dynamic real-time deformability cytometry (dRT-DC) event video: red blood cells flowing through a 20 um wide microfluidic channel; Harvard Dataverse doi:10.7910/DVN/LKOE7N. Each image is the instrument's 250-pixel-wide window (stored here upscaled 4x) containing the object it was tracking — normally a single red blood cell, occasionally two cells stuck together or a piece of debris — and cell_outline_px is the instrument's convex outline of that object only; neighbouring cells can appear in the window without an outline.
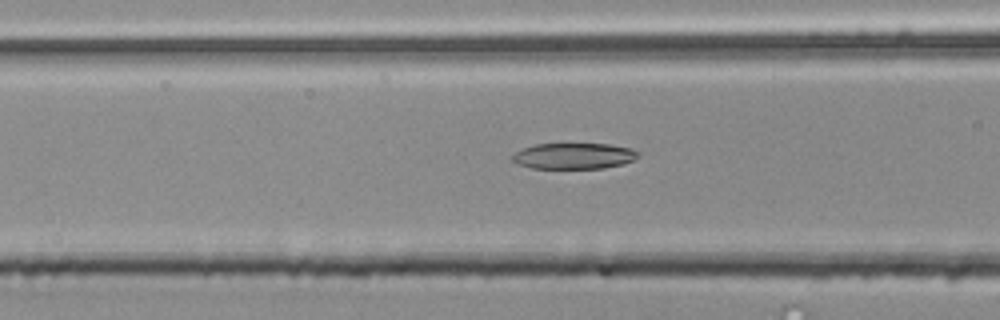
{"species": "common noctule bat (a hibernating species)", "species_latin": "Nyctalus noctula", "temperature_condition": "room temperature", "stored_images_in_passage": 47, "camera_frame_rate_fps": 3000, "um_per_image_px": 0.085, "animal": {"sex": "male", "body_mass_g": 20.4}, "frame": {"image": 1, "passage_image": 14, "time_ms": 4.333, "image_size_px": [1000, 320], "cell_outline_px": [[640, 152], [632, 160], [624, 164], [604, 168], [532, 168], [520, 164], [512, 160], [512, 156], [520, 148], [536, 144], [608, 144], [632, 148]], "centroid_in_image_um": [48.78, 13.25], "position_along_channel_um": 117.8, "area_um2": 18.96}}
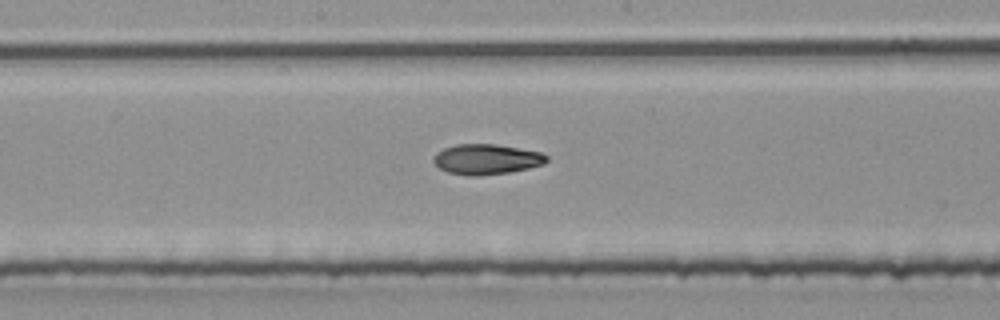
{"frame": {"image": 2, "passage_image": 21, "time_ms": 6.667, "image_size_px": [1000, 320], "cell_outline_px": [[548, 160], [544, 164], [528, 168], [508, 172], [480, 176], [472, 176], [448, 172], [440, 168], [432, 160], [436, 152], [444, 148], [456, 144], [496, 144], [540, 152], [548, 156]], "centroid_in_image_um": [41.34, 13.53], "position_along_channel_um": 206.9, "area_um2": 19.88}}
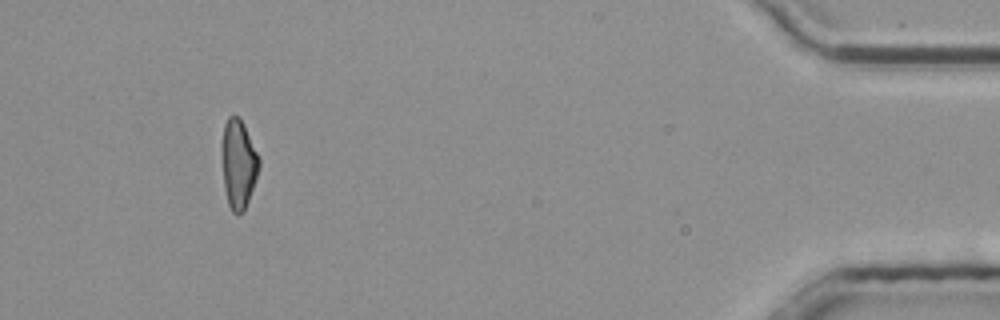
{"frame": {"image": 3, "passage_image": 43, "time_ms": 14.0, "image_size_px": [1000, 320], "cell_outline_px": [[260, 164], [244, 212], [236, 216], [232, 212], [228, 204], [224, 188], [220, 156], [220, 144], [224, 124], [228, 116], [240, 116], [244, 124], [260, 160]], "centroid_in_image_um": [20.21, 13.92], "position_along_channel_um": 415.0, "area_um2": 19.65}}